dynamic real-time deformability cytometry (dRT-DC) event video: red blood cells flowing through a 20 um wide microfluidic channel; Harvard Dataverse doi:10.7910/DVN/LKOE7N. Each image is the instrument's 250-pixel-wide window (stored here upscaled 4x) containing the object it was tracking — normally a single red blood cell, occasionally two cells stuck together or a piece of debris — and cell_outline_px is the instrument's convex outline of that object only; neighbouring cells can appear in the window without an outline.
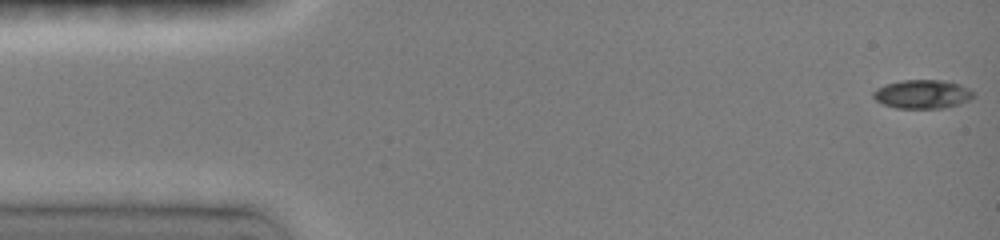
{"species": "common noctule bat (a hibernating species)", "species_latin": "Nyctalus noctula", "temperature_condition": "room temperature", "stored_images_in_passage": 67, "camera_frame_rate_fps": 3000, "um_per_image_px": 0.085, "animal": {"sex": "female", "body_mass_g": 19.0, "forearm_length_mm": 51.5}, "frame": {"image": 1, "passage_image": 1, "time_ms": 0.0, "image_size_px": [1000, 240], "cell_outline_px": [[976, 96], [960, 104], [944, 108], [896, 108], [884, 104], [876, 100], [872, 96], [872, 92], [876, 88], [884, 84], [900, 80], [944, 80], [960, 84], [968, 88]], "centroid_in_image_um": [78.39, 7.99], "position_along_channel_um": 6.6, "area_um2": 16.94}}
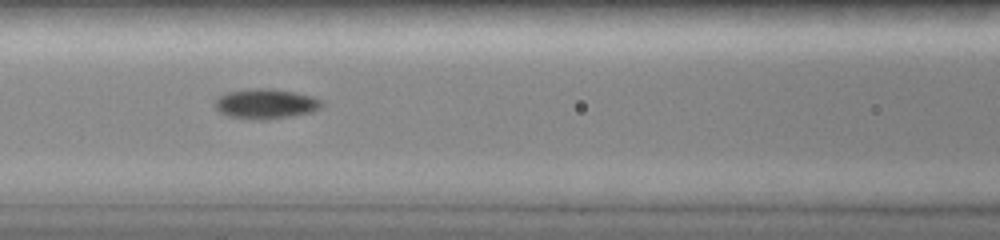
{"frame": {"image": 2, "passage_image": 43, "time_ms": 6.333, "image_size_px": [1000, 240], "cell_outline_px": [[324, 104], [320, 108], [312, 112], [292, 116], [264, 120], [256, 120], [228, 116], [220, 112], [212, 104], [220, 96], [228, 92], [248, 88], [268, 88], [292, 92], [312, 96], [320, 100]], "centroid_in_image_um": [22.57, 8.83], "position_along_channel_um": 144.0, "area_um2": 18.67}}
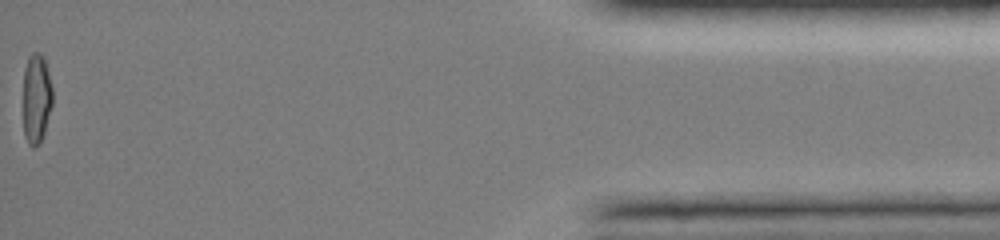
{"frame": {"image": 3, "passage_image": 67, "time_ms": 15.333, "image_size_px": [1000, 240], "cell_outline_px": [[52, 104], [44, 132], [36, 148], [32, 148], [28, 144], [24, 136], [24, 68], [28, 56], [32, 52], [40, 52], [44, 56], [52, 88]], "centroid_in_image_um": [3.09, 8.34], "position_along_channel_um": 432.1, "area_um2": 15.37}, "authors_computed_cell_mechanics": {"area_um2": 16.8776, "velocity_mm_per_s": 4.1041, "shape_relaxation_time_tau1_ms": 2.6548, "shape_relaxation_time_tau2_ms": 6.9823, "deformation_change_tau1": 0.1344, "deformation_change_tau2": 0.0945}}